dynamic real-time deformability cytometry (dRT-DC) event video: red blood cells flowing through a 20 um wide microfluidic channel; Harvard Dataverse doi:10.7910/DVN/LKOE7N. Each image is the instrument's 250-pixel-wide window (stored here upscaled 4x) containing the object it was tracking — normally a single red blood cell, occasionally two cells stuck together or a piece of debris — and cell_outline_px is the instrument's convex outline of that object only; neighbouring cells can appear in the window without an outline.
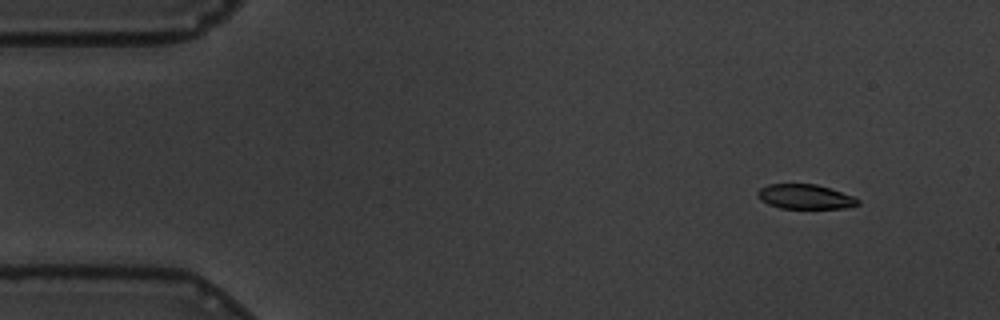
{"species": "common noctule bat (a hibernating species)", "species_latin": "Nyctalus noctula", "temperature_condition": "warm", "stored_images_in_passage": 55, "camera_frame_rate_fps": 3000, "um_per_image_px": 0.085, "animal": {"sex": "male", "body_mass_g": 19.5, "forearm_length_mm": 54.6}, "frame": {"image": 1, "passage_image": 2, "time_ms": 0.333, "image_size_px": [1000, 320], "cell_outline_px": [[860, 204], [844, 208], [780, 208], [768, 204], [760, 200], [756, 196], [756, 192], [760, 188], [768, 184], [816, 184], [852, 196], [860, 200]], "centroid_in_image_um": [68.39, 16.72], "position_along_channel_um": 16.6, "area_um2": 14.33}}
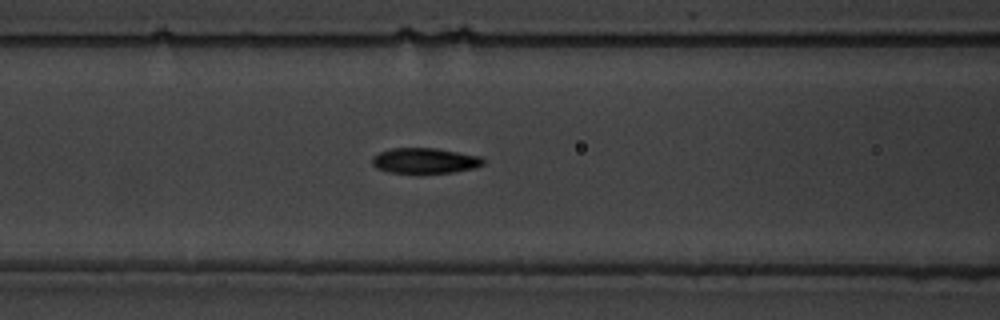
{"frame": {"image": 2, "passage_image": 20, "time_ms": 6.333, "image_size_px": [1000, 320], "cell_outline_px": [[484, 164], [476, 168], [456, 172], [416, 176], [388, 172], [376, 168], [372, 164], [372, 156], [380, 152], [392, 148], [436, 148], [480, 156], [484, 160]], "centroid_in_image_um": [36.1, 13.71], "position_along_channel_um": 130.5, "area_um2": 17.34}}
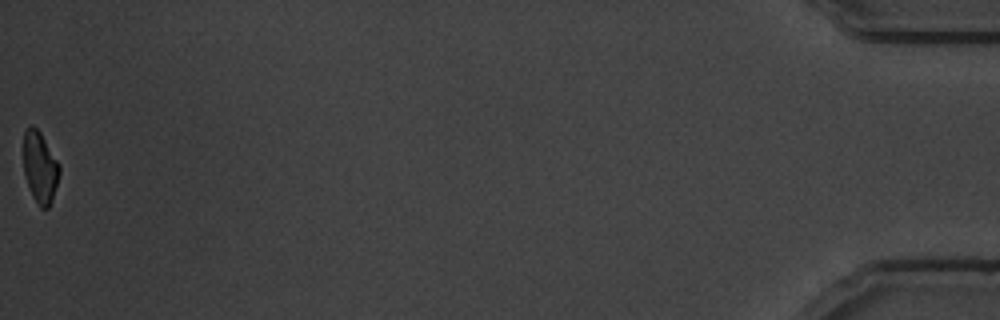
{"frame": {"image": 3, "passage_image": 55, "time_ms": 18.0, "image_size_px": [1000, 320], "cell_outline_px": [[60, 172], [52, 200], [48, 208], [40, 208], [32, 196], [24, 172], [24, 128], [32, 124], [40, 132], [60, 164]], "centroid_in_image_um": [3.4, 14.2], "position_along_channel_um": 431.8, "area_um2": 14.91}, "authors_computed_cell_mechanics": {"area_um2": 16.4152, "velocity_mm_per_s": 3.4618, "shape_relaxation_time_tau1_ms": 4.0946, "shape_relaxation_time_tau2_ms": 4.5161, "deformation_change_tau1": 0.1505, "deformation_change_tau2": 0.1072}}